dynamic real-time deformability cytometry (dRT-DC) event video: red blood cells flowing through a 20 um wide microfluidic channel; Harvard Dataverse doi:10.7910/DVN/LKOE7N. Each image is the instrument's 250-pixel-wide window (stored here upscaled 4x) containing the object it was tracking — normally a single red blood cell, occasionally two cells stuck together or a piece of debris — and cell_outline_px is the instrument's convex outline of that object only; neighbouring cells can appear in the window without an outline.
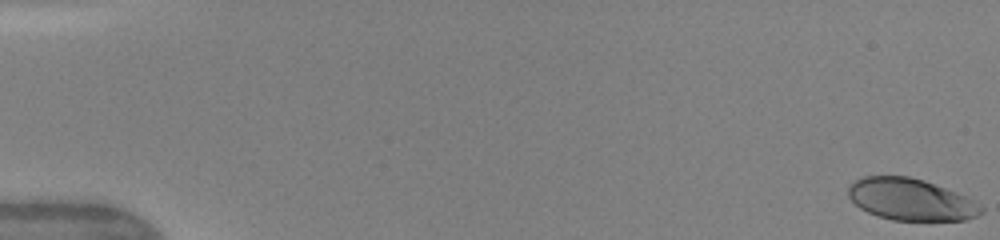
{"species": "human", "species_latin": "Homo sapiens", "temperature_condition": "warm", "stored_images_in_passage": 49, "camera_frame_rate_fps": 3000, "um_per_image_px": 0.085, "donor": {"sex": "female"}, "frame": {"image": 1, "passage_image": 1, "time_ms": 0.0, "image_size_px": [1000, 240], "cell_outline_px": [[984, 212], [976, 216], [964, 220], [892, 220], [868, 212], [860, 208], [848, 196], [848, 188], [856, 180], [864, 176], [908, 176], [924, 180], [964, 196], [972, 200], [984, 208]], "centroid_in_image_um": [77.41, 16.96], "position_along_channel_um": 7.6, "area_um2": 31.91}}
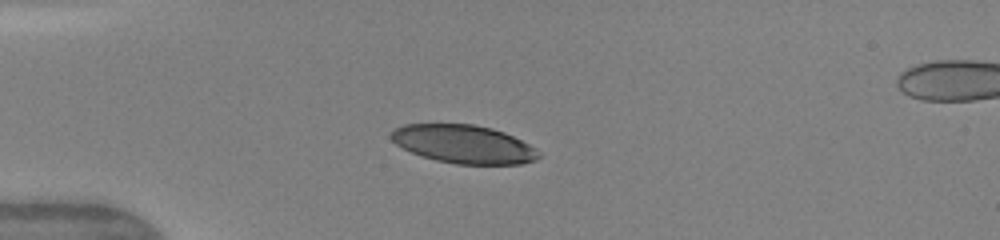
{"frame": {"image": 2, "passage_image": 14, "time_ms": 4.333, "image_size_px": [1000, 240], "cell_outline_px": [[540, 156], [536, 160], [520, 164], [456, 164], [436, 160], [412, 152], [396, 144], [392, 140], [392, 132], [396, 128], [404, 124], [472, 124], [492, 128], [504, 132], [528, 144], [540, 152]], "centroid_in_image_um": [39.43, 12.25], "position_along_channel_um": 45.6, "area_um2": 32.6}}
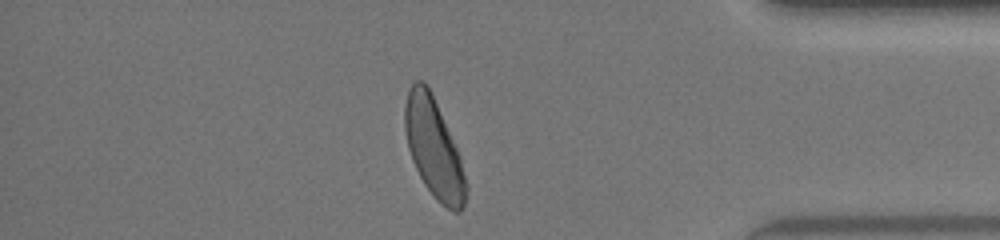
{"frame": {"image": 3, "passage_image": 43, "time_ms": 14.0, "image_size_px": [1000, 240], "cell_outline_px": [[468, 188], [464, 204], [460, 212], [452, 212], [440, 204], [436, 200], [424, 184], [412, 160], [408, 148], [404, 128], [404, 104], [408, 88], [416, 80], [420, 80], [428, 84], [456, 148], [468, 184]], "centroid_in_image_um": [36.85, 12.6], "position_along_channel_um": 398.3, "area_um2": 35.26}, "authors_computed_cell_mechanics": {"area_um2": 35.3736, "velocity_mm_per_s": 4.1716, "shape_relaxation_time_tau1_ms": 3.1974, "shape_relaxation_time_tau2_ms": null, "deformation_change_tau1": 0.159, "deformation_change_tau2": null}}